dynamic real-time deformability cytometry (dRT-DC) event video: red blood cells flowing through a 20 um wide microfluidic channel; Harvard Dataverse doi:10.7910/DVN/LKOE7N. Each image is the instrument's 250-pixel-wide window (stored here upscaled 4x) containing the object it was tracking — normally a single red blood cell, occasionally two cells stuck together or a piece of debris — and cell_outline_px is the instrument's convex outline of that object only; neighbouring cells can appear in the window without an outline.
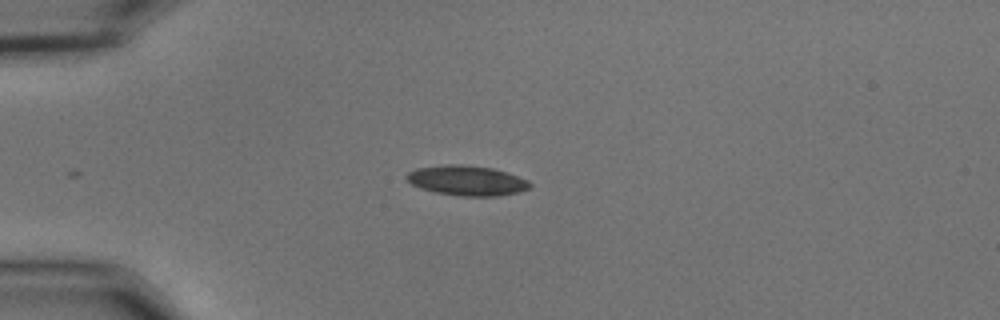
{"species": "common noctule bat (a hibernating species)", "species_latin": "Nyctalus noctula", "temperature_condition": "cold", "stored_images_in_passage": 41, "camera_frame_rate_fps": 3000, "um_per_image_px": 0.085, "animal": {"sex": "male", "body_mass_g": 15.6}, "frame": {"image": 1, "passage_image": 1, "time_ms": 0.0, "image_size_px": [1000, 320], "cell_outline_px": [[532, 184], [528, 188], [516, 192], [496, 196], [460, 196], [436, 192], [420, 188], [412, 184], [404, 176], [408, 172], [416, 168], [444, 164], [460, 164], [492, 168], [508, 172], [528, 180]], "centroid_in_image_um": [39.66, 15.33], "position_along_channel_um": 45.3, "area_um2": 21.5}}
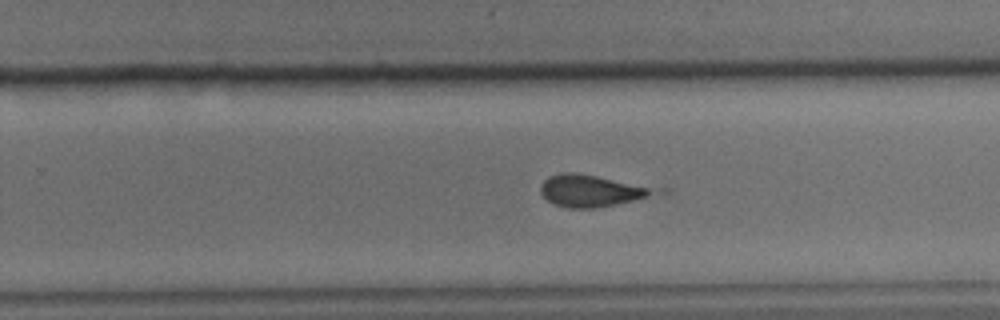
{"frame": {"image": 2, "passage_image": 22, "time_ms": 7.0, "image_size_px": [1000, 320], "cell_outline_px": [[672, 188], [668, 192], [596, 208], [568, 208], [556, 204], [548, 200], [540, 192], [540, 184], [548, 176], [564, 172], [576, 172]], "centroid_in_image_um": [50.48, 16.18], "position_along_channel_um": 279.3, "area_um2": 22.2}}
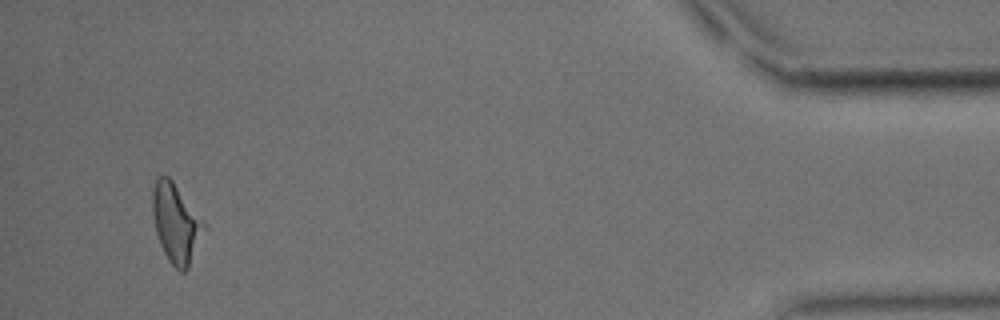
{"frame": {"image": 3, "passage_image": 39, "time_ms": 12.667, "image_size_px": [1000, 320], "cell_outline_px": [[208, 228], [188, 268], [184, 272], [180, 272], [168, 260], [160, 244], [156, 232], [152, 216], [152, 188], [156, 176], [168, 176], [172, 180]], "centroid_in_image_um": [14.96, 18.99], "position_along_channel_um": 420.2, "area_um2": 23.76}}